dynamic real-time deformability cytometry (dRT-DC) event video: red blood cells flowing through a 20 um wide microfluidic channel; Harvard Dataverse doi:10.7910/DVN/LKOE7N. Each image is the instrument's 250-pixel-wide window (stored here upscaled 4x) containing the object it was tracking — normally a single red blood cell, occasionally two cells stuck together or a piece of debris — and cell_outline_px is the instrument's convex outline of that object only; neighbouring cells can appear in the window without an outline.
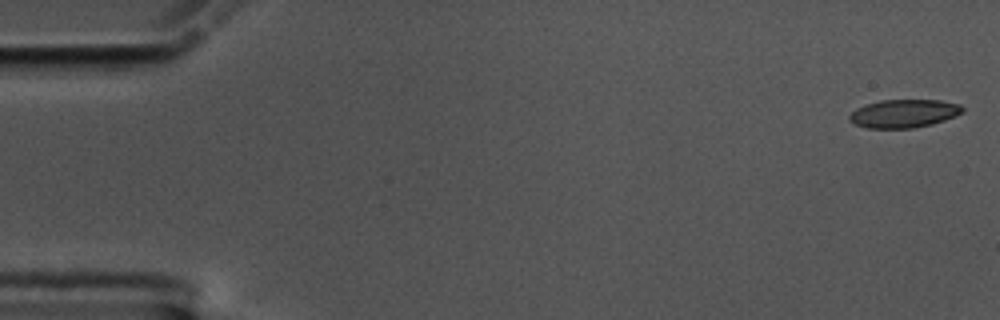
{"species": "common noctule bat (a hibernating species)", "species_latin": "Nyctalus noctula", "temperature_condition": "cold", "stored_images_in_passage": 56, "camera_frame_rate_fps": 3000, "um_per_image_px": 0.085, "animal": {"sex": "male", "body_mass_g": 17.5, "forearm_length_mm": 52.3}, "frame": {"image": 1, "passage_image": 1, "time_ms": 0.0, "image_size_px": [1000, 320], "cell_outline_px": [[964, 112], [956, 116], [932, 124], [912, 128], [868, 128], [852, 124], [848, 120], [848, 116], [856, 108], [880, 100], [940, 100], [960, 104], [964, 108]], "centroid_in_image_um": [76.83, 9.65], "position_along_channel_um": 8.2, "area_um2": 18.73}}
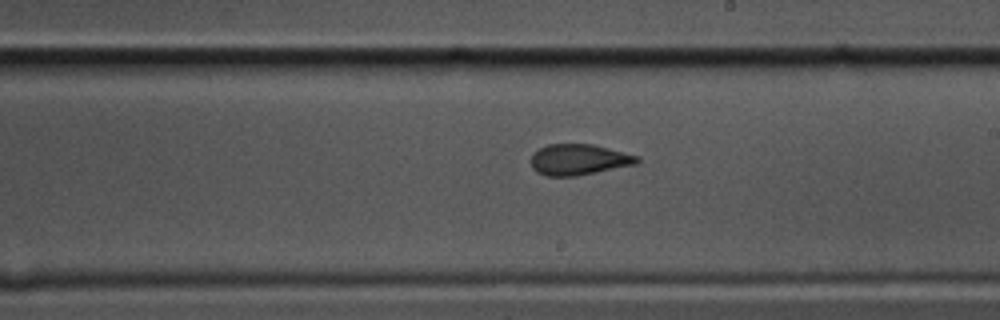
{"frame": {"image": 2, "passage_image": 32, "time_ms": 10.333, "image_size_px": [1000, 320], "cell_outline_px": [[640, 160], [636, 164], [576, 176], [544, 176], [536, 172], [532, 168], [532, 152], [548, 144], [592, 144], [640, 156]], "centroid_in_image_um": [49.18, 13.57], "position_along_channel_um": 239.8, "area_um2": 19.13}}
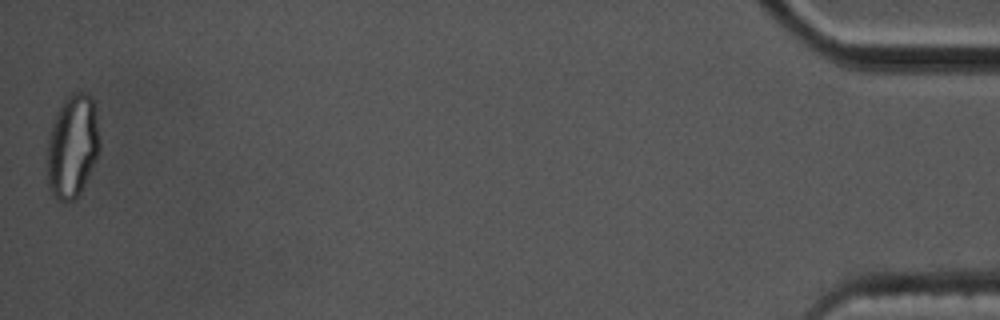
{"frame": {"image": 3, "passage_image": 56, "time_ms": 18.333, "image_size_px": [1000, 320], "cell_outline_px": [[100, 148], [96, 160], [80, 192], [72, 200], [60, 200], [52, 192], [48, 184], [48, 140], [52, 124], [64, 100], [72, 92], [88, 92], [92, 96], [100, 144]], "centroid_in_image_um": [6.17, 12.39], "position_along_channel_um": 429.0, "area_um2": 30.87}, "authors_computed_cell_mechanics": {"area_um2": 19.4786, "velocity_mm_per_s": 3.5493, "shape_relaxation_time_tau1_ms": 9.7176, "shape_relaxation_time_tau2_ms": 1.5672, "deformation_change_tau1": 0.1979, "deformation_change_tau2": 0.0779}}